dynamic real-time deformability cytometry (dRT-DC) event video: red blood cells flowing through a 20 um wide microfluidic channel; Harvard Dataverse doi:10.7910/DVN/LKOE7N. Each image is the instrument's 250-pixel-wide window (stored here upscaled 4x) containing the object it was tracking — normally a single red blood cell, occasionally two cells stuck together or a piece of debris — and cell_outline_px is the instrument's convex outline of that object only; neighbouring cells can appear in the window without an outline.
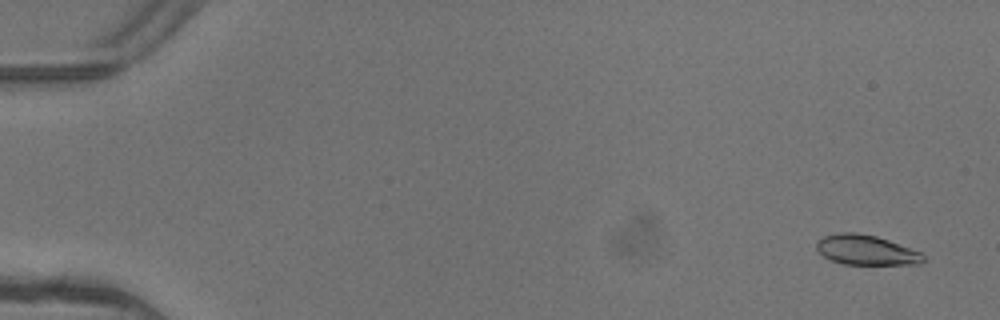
{"species": "common noctule bat (a hibernating species)", "species_latin": "Nyctalus noctula", "temperature_condition": "warm", "stored_images_in_passage": 4, "camera_frame_rate_fps": 3000, "um_per_image_px": 0.085, "animal": {"sex": "female"}, "frame": {"image": 1, "passage_image": 1, "time_ms": 0.0, "image_size_px": [1000, 320], "cell_outline_px": [[924, 260], [920, 264], [844, 264], [832, 260], [824, 256], [816, 248], [816, 244], [824, 236], [840, 232], [856, 232], [876, 236], [888, 240], [920, 252], [924, 256]], "centroid_in_image_um": [73.62, 21.25], "position_along_channel_um": 11.4, "area_um2": 18.32}}
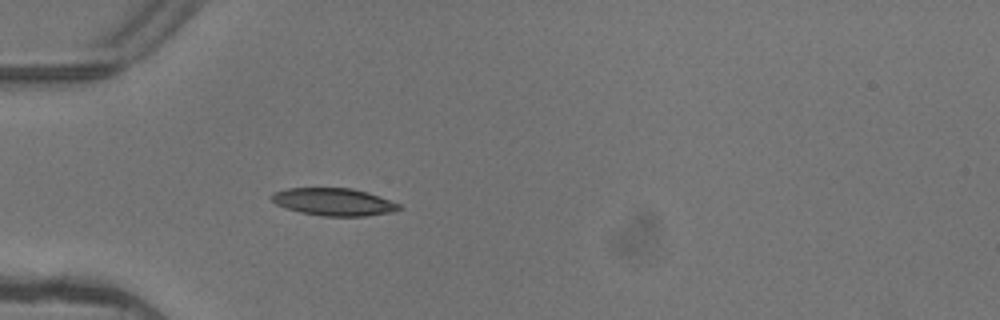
{"frame": {"image": 2, "passage_image": 4, "time_ms": 1.0, "image_size_px": [1000, 320], "cell_outline_px": [[400, 208], [392, 212], [364, 216], [324, 216], [300, 212], [284, 208], [276, 204], [272, 200], [272, 192], [288, 188], [352, 188], [368, 192], [400, 204]], "centroid_in_image_um": [28.34, 17.16], "position_along_channel_um": 56.7, "area_um2": 20.35}}